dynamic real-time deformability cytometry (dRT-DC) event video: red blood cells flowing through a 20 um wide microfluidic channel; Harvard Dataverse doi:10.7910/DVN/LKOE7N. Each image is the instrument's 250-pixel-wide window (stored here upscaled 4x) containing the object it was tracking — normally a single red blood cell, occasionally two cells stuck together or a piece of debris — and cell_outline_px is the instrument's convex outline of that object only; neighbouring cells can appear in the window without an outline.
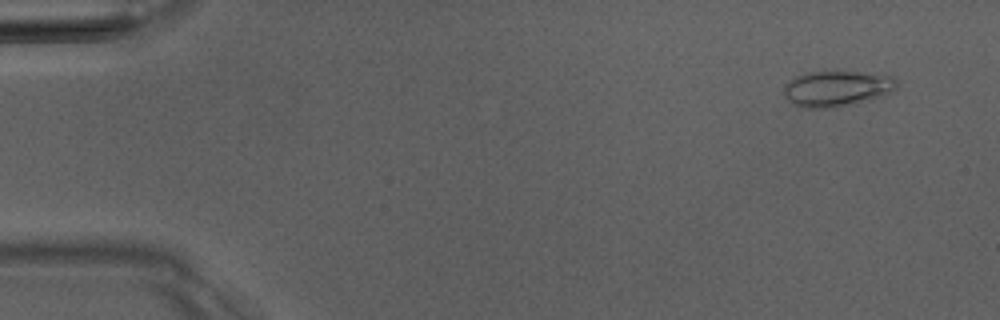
{"species": "Egyptian fruit bat (a non-hibernating species)", "species_latin": "Rousettus aegyptiacus", "temperature_condition": "room temperature", "stored_images_in_passage": 6, "camera_frame_rate_fps": 3000, "um_per_image_px": 0.085, "animal": {"sex": "male"}, "frame": {"image": 1, "passage_image": 1, "time_ms": 0.0, "image_size_px": [1000, 320], "cell_outline_px": [[900, 84], [892, 92], [868, 100], [836, 108], [800, 108], [792, 104], [784, 96], [784, 84], [796, 76], [808, 72], [852, 72], [892, 76]], "centroid_in_image_um": [71.1, 7.55], "position_along_channel_um": 13.9, "area_um2": 23.52}}